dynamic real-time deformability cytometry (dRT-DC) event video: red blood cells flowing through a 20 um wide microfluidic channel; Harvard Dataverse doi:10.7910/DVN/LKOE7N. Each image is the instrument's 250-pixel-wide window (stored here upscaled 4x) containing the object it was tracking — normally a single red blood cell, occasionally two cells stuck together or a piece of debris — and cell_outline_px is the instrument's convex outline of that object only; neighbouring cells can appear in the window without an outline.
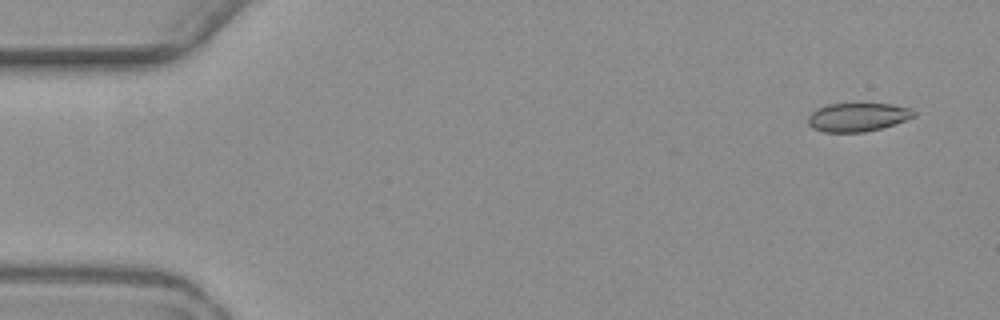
{"species": "common noctule bat (a hibernating species)", "species_latin": "Nyctalus noctula", "temperature_condition": "warm", "stored_images_in_passage": 5, "camera_frame_rate_fps": 3000, "um_per_image_px": 0.085, "animal": {"sex": "female", "body_mass_g": 19.3, "forearm_length_mm": 54.1}, "frame": {"image": 1, "passage_image": 1, "time_ms": 0.0, "image_size_px": [1000, 320], "cell_outline_px": [[916, 116], [880, 128], [864, 132], [824, 132], [812, 128], [808, 124], [808, 116], [816, 108], [828, 104], [892, 104], [912, 108], [916, 112]], "centroid_in_image_um": [72.88, 9.95], "position_along_channel_um": 12.1, "area_um2": 17.57}}
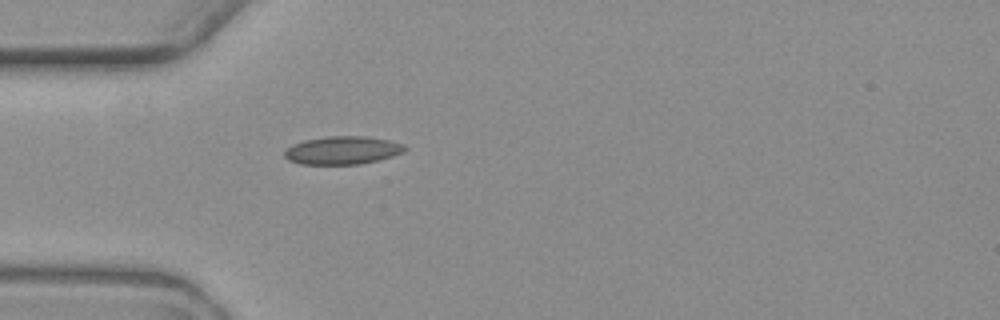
{"frame": {"image": 2, "passage_image": 5, "time_ms": 4.667, "image_size_px": [1000, 320], "cell_outline_px": [[408, 148], [404, 152], [392, 156], [360, 164], [300, 164], [288, 160], [284, 156], [284, 152], [292, 144], [304, 140], [328, 136], [364, 136], [388, 140], [404, 144]], "centroid_in_image_um": [29.11, 12.77], "position_along_channel_um": 55.9, "area_um2": 19.65}}